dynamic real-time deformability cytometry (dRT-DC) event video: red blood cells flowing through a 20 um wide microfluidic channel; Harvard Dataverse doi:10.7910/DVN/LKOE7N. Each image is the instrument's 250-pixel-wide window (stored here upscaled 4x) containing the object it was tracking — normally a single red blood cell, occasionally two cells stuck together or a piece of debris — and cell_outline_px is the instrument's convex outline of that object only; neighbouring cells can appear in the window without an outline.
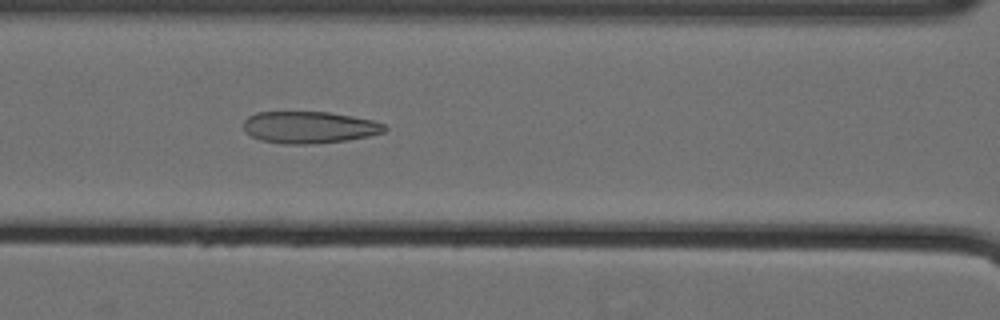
{"species": "Egyptian fruit bat (a non-hibernating species)", "species_latin": "Rousettus aegyptiacus", "temperature_condition": "cold", "stored_images_in_passage": 59, "camera_frame_rate_fps": 3000, "um_per_image_px": 0.085, "animal": {"sex": "female"}, "frame": {"image": 1, "passage_image": 29, "time_ms": 9.333, "image_size_px": [1000, 320], "cell_outline_px": [[388, 128], [384, 132], [368, 136], [348, 140], [312, 144], [284, 144], [260, 140], [252, 136], [244, 128], [244, 120], [248, 116], [256, 112], [328, 112], [352, 116], [372, 120], [384, 124]], "centroid_in_image_um": [26.29, 10.82], "position_along_channel_um": 140.3, "area_um2": 26.18}}
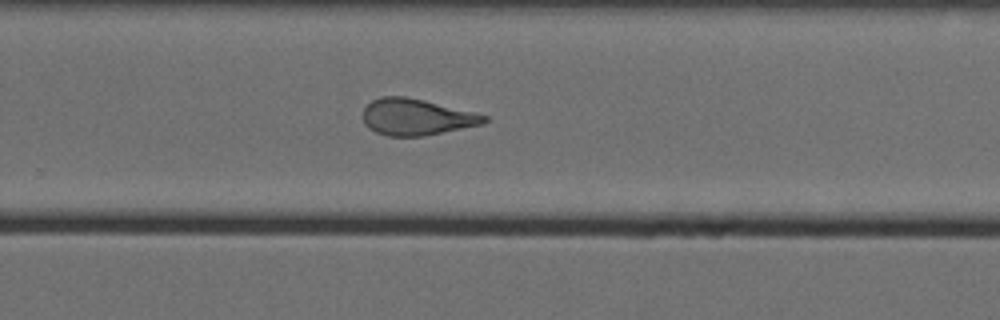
{"frame": {"image": 2, "passage_image": 42, "time_ms": 13.667, "image_size_px": [1000, 320], "cell_outline_px": [[488, 120], [484, 124], [424, 136], [388, 136], [376, 132], [368, 128], [364, 124], [364, 108], [372, 100], [380, 96], [404, 96], [424, 100], [488, 116]], "centroid_in_image_um": [35.38, 9.95], "position_along_channel_um": 294.4, "area_um2": 25.61}}
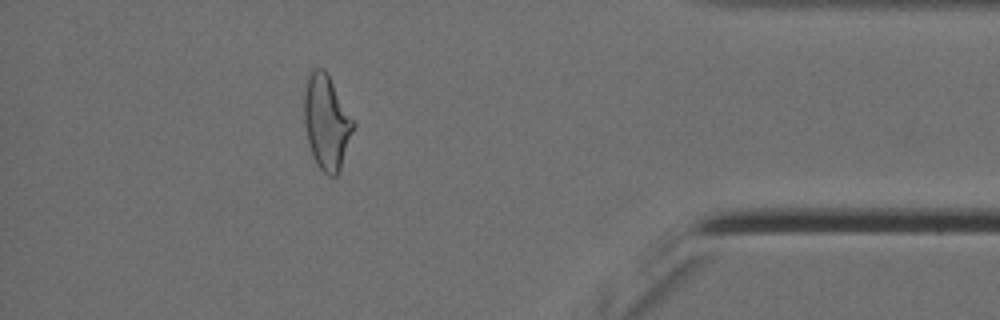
{"frame": {"image": 3, "passage_image": 54, "time_ms": 17.667, "image_size_px": [1000, 320], "cell_outline_px": [[356, 124], [340, 172], [336, 176], [328, 176], [316, 164], [312, 156], [304, 124], [304, 92], [308, 76], [316, 68], [324, 68]], "centroid_in_image_um": [27.77, 10.43], "position_along_channel_um": 407.4, "area_um2": 27.05}, "authors_computed_cell_mechanics": {"area_um2": 28.611, "velocity_mm_per_s": 3.575, "shape_relaxation_time_tau1_ms": 8.4162, "shape_relaxation_time_tau2_ms": 1.7625, "deformation_change_tau1": 0.207, "deformation_change_tau2": 0.1013}}